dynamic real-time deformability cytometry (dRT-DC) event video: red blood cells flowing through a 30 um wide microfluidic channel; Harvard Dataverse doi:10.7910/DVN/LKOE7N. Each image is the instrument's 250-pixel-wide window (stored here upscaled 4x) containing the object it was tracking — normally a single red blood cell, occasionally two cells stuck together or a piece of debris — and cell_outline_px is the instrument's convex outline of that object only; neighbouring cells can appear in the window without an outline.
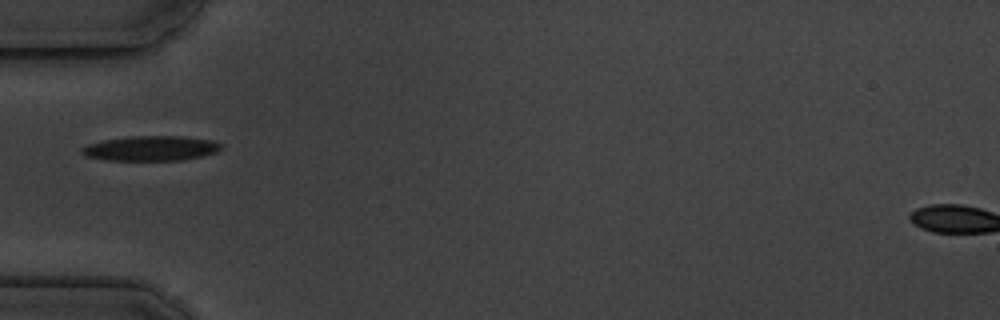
{"species": "common noctule bat (a hibernating species)", "species_latin": "Nyctalus noctula", "temperature_condition": "cold", "stored_images_in_passage": 7, "camera_frame_rate_fps": 3000, "um_per_image_px": 0.085, "animal": {"sex": "male", "body_mass_g": 19.5, "forearm_length_mm": 54.6}, "frame": {"image": 1, "passage_image": 1, "time_ms": 0.0, "image_size_px": [1000, 320], "cell_outline_px": [[224, 148], [216, 152], [184, 160], [108, 160], [88, 156], [80, 152], [80, 148], [88, 144], [100, 140], [132, 136], [184, 136], [212, 140], [224, 144]], "centroid_in_image_um": [12.86, 12.6], "position_along_channel_um": 72.1, "area_um2": 20.35}}
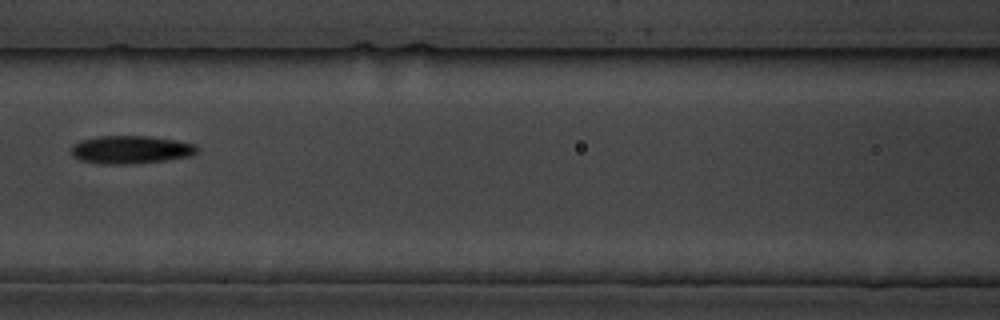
{"frame": {"image": 2, "passage_image": 3, "time_ms": 2.333, "image_size_px": [1000, 320], "cell_outline_px": [[200, 152], [192, 156], [164, 160], [128, 164], [96, 164], [80, 160], [72, 156], [72, 144], [80, 140], [100, 136], [152, 136], [176, 140], [196, 144], [200, 148]], "centroid_in_image_um": [11.15, 12.72], "position_along_channel_um": 155.5, "area_um2": 20.87}}
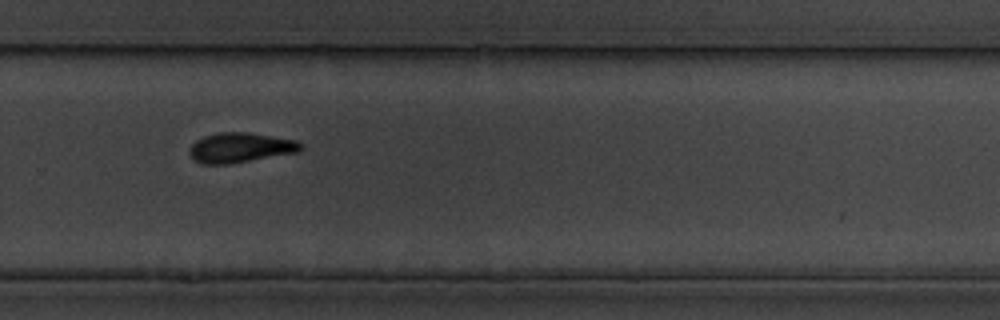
{"frame": {"image": 3, "passage_image": 7, "time_ms": 6.667, "image_size_px": [1000, 320], "cell_outline_px": [[304, 148], [296, 152], [228, 164], [204, 164], [196, 160], [188, 152], [192, 144], [196, 140], [204, 136], [216, 132], [248, 132], [296, 140], [304, 144]], "centroid_in_image_um": [20.43, 12.53], "position_along_channel_um": 309.4, "area_um2": 19.25}}